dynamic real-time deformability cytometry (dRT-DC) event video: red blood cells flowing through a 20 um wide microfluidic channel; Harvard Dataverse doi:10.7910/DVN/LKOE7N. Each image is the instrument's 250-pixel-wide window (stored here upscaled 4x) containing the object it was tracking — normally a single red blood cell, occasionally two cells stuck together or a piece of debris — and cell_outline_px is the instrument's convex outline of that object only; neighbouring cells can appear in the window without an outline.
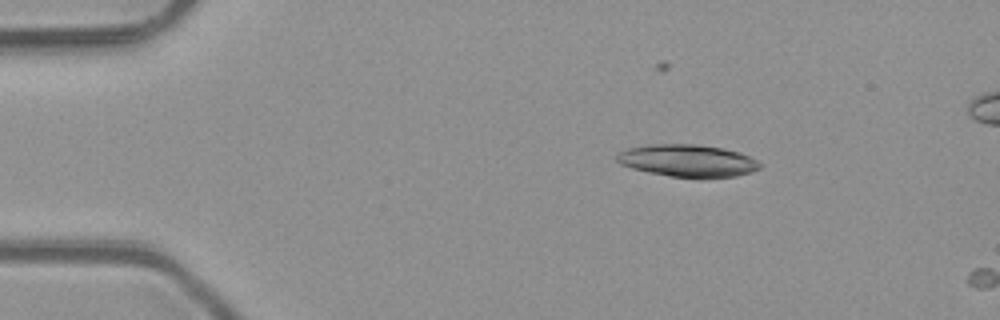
{"species": "common noctule bat (a hibernating species)", "species_latin": "Nyctalus noctula", "temperature_condition": "room temperature", "stored_images_in_passage": 8, "camera_frame_rate_fps": 3000, "um_per_image_px": 0.085, "animal": {"sex": "male", "body_mass_g": 23.1, "forearm_length_mm": 52.7}, "frame": {"image": 1, "passage_image": 7, "time_ms": 2.0, "image_size_px": [1000, 320], "cell_outline_px": [[764, 164], [760, 168], [736, 176], [672, 176], [648, 172], [632, 168], [620, 164], [616, 160], [616, 156], [620, 152], [628, 148], [652, 144], [696, 144], [724, 148], [740, 152]], "centroid_in_image_um": [58.45, 13.63], "position_along_channel_um": 26.6, "area_um2": 26.41}}